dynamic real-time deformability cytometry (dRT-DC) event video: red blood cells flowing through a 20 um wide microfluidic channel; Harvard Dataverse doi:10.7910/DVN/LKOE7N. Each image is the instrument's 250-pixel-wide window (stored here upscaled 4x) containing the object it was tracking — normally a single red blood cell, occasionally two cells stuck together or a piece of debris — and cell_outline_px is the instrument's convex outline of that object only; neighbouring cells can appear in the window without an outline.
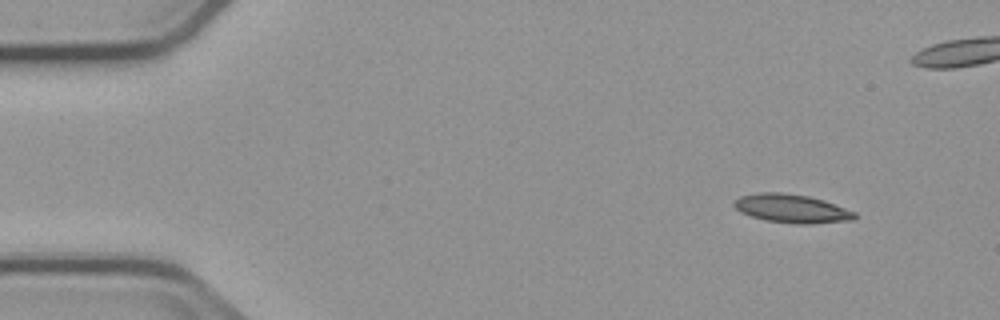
{"species": "common noctule bat (a hibernating species)", "species_latin": "Nyctalus noctula", "temperature_condition": "cold", "stored_images_in_passage": 4, "camera_frame_rate_fps": 3000, "um_per_image_px": 0.085, "animal": {"sex": "male", "body_mass_g": 23.1, "forearm_length_mm": 52.7}, "frame": {"image": 1, "passage_image": 1, "time_ms": 0.0, "image_size_px": [1000, 320], "cell_outline_px": [[856, 216], [852, 220], [808, 224], [800, 224], [764, 220], [740, 212], [732, 204], [740, 196], [756, 192], [780, 192], [808, 196], [824, 200], [856, 212]], "centroid_in_image_um": [67.28, 17.72], "position_along_channel_um": 17.7, "area_um2": 20.0}}